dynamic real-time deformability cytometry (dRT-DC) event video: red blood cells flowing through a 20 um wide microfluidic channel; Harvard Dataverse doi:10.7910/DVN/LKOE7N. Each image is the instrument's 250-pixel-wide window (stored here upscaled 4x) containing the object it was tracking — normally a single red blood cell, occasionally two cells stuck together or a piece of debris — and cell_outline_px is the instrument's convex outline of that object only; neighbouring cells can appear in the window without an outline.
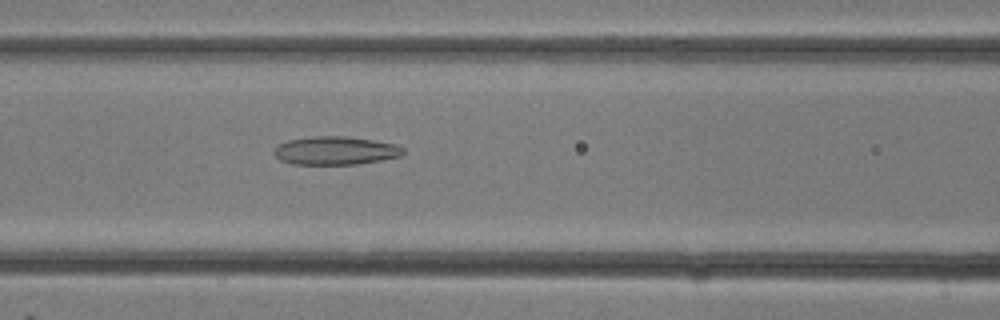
{"species": "common noctule bat (a hibernating species)", "species_latin": "Nyctalus noctula", "temperature_condition": "room temperature", "stored_images_in_passage": 6, "camera_frame_rate_fps": 3000, "um_per_image_px": 0.085, "animal": {"sex": "female"}, "frame": {"image": 1, "passage_image": 6, "time_ms": 1.667, "image_size_px": [1000, 320], "cell_outline_px": [[404, 152], [400, 156], [380, 160], [356, 164], [292, 164], [280, 160], [272, 152], [280, 144], [288, 140], [312, 136], [344, 136], [372, 140], [396, 144], [404, 148]], "centroid_in_image_um": [28.5, 12.8], "position_along_channel_um": 138.1, "area_um2": 21.15}}